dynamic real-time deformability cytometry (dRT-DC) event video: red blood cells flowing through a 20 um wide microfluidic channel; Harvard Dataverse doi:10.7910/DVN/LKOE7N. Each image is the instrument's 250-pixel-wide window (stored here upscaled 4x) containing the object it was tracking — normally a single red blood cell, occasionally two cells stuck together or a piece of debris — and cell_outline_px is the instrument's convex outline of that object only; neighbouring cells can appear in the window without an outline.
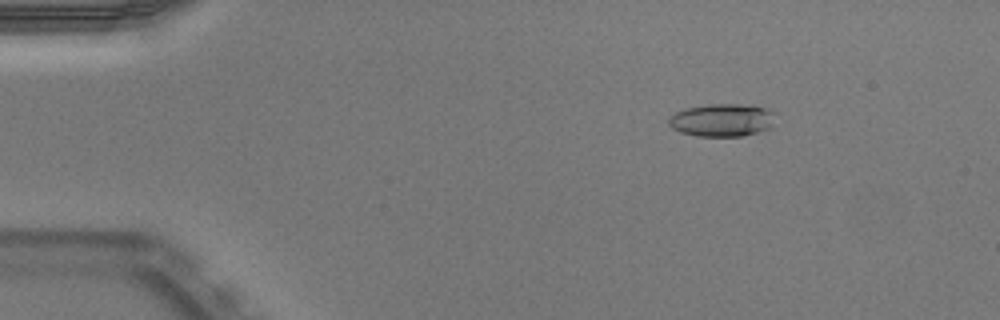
{"species": "Egyptian fruit bat (a non-hibernating species)", "species_latin": "Rousettus aegyptiacus", "temperature_condition": "warm", "stored_images_in_passage": 50, "camera_frame_rate_fps": 3000, "um_per_image_px": 0.085, "animal": {"sex": "male"}, "frame": {"image": 1, "passage_image": 6, "time_ms": 1.667, "image_size_px": [1000, 320], "cell_outline_px": [[776, 112], [768, 128], [744, 136], [696, 136], [680, 132], [672, 128], [668, 124], [668, 120], [676, 112], [684, 108], [708, 104], [752, 104], [768, 108]], "centroid_in_image_um": [61.37, 10.19], "position_along_channel_um": 23.6, "area_um2": 20.52}}
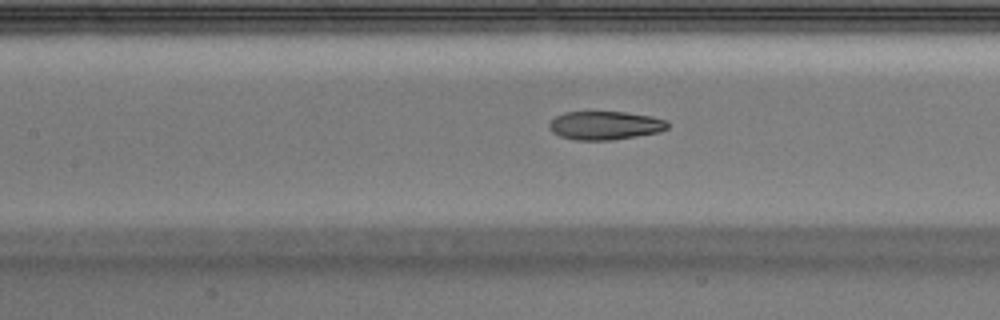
{"frame": {"image": 2, "passage_image": 22, "time_ms": 7.0, "image_size_px": [1000, 320], "cell_outline_px": [[668, 128], [660, 132], [612, 140], [576, 140], [560, 136], [552, 132], [548, 124], [556, 116], [564, 112], [624, 112], [652, 116], [668, 120]], "centroid_in_image_um": [51.45, 10.66], "position_along_channel_um": 155.9, "area_um2": 19.71}}
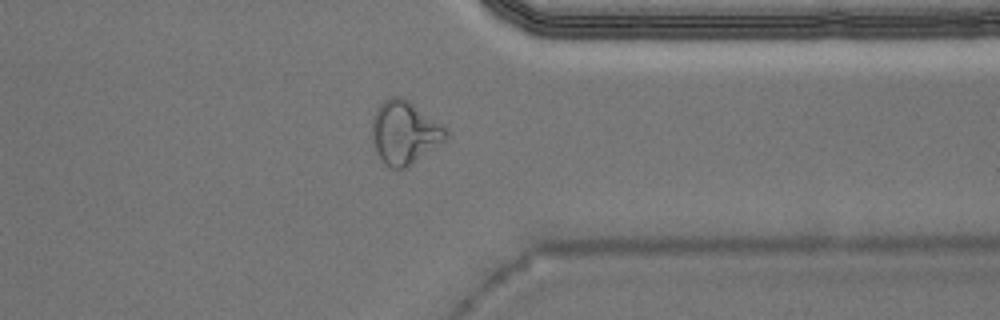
{"frame": {"image": 3, "passage_image": 39, "time_ms": 12.667, "image_size_px": [1000, 320], "cell_outline_px": [[448, 140], [412, 164], [404, 168], [392, 168], [384, 164], [380, 160], [376, 152], [372, 140], [372, 116], [376, 108], [384, 100], [392, 96], [400, 96], [408, 100], [444, 124], [448, 128]], "centroid_in_image_um": [34.41, 11.26], "position_along_channel_um": 377.0, "area_um2": 27.8}, "authors_computed_cell_mechanics": {"area_um2": 20.7213, "velocity_mm_per_s": 3.9674, "shape_relaxation_time_tau1_ms": null, "shape_relaxation_time_tau2_ms": 1.9821, "deformation_change_tau1": null, "deformation_change_tau2": 0.101}}